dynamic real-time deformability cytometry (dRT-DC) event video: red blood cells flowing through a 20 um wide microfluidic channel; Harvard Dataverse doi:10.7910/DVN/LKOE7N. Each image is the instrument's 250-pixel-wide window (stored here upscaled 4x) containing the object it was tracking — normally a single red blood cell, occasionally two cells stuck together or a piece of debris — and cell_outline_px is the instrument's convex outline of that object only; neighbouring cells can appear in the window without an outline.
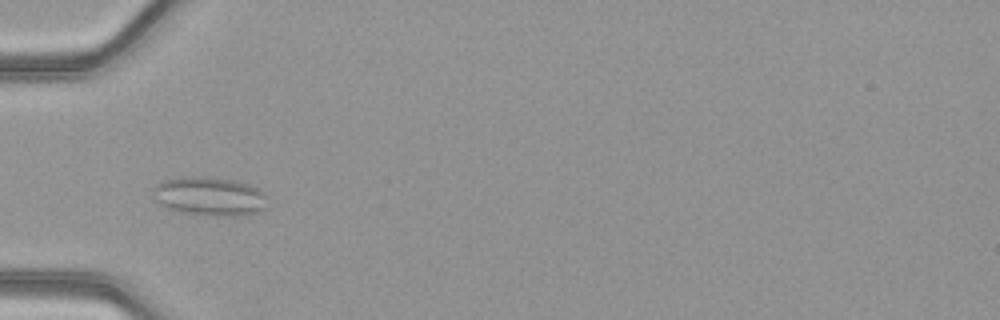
{"species": "common noctule bat (a hibernating species)", "species_latin": "Nyctalus noctula", "temperature_condition": "warm", "stored_images_in_passage": 47, "camera_frame_rate_fps": 3000, "um_per_image_px": 0.085, "animal": {"sex": "female", "body_mass_g": 21.9}, "frame": {"image": 1, "passage_image": 14, "time_ms": 4.333, "image_size_px": [1000, 320], "cell_outline_px": [[268, 208], [244, 216], [212, 216], [184, 212], [168, 208], [160, 204], [156, 200], [152, 188], [156, 184], [164, 180], [184, 176], [232, 180], [248, 184], [260, 188], [264, 192]], "centroid_in_image_um": [17.85, 16.7], "position_along_channel_um": 67.1, "area_um2": 25.84}}
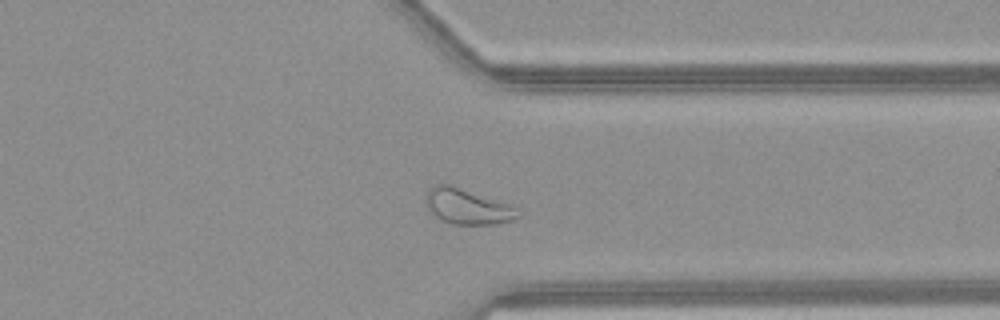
{"frame": {"image": 2, "passage_image": 36, "time_ms": 11.667, "image_size_px": [1000, 320], "cell_outline_px": [[520, 216], [512, 220], [496, 224], [452, 224], [440, 220], [428, 212], [424, 204], [424, 196], [436, 184], [448, 184], [508, 204], [516, 208]], "centroid_in_image_um": [39.65, 17.58], "position_along_channel_um": 371.8, "area_um2": 18.9}}
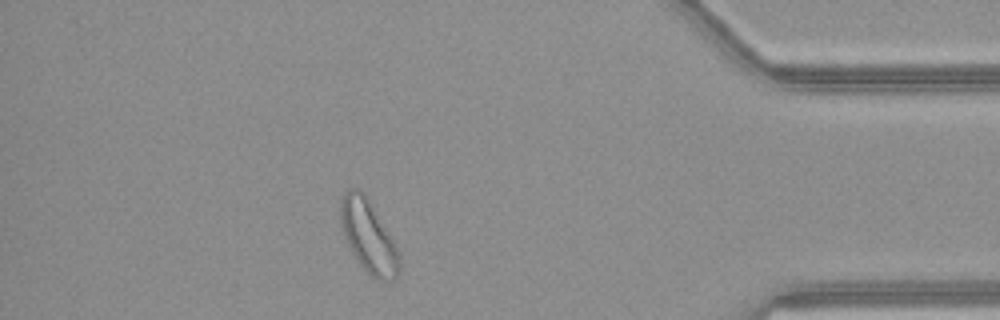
{"frame": {"image": 3, "passage_image": 41, "time_ms": 13.333, "image_size_px": [1000, 320], "cell_outline_px": [[400, 272], [392, 280], [376, 280], [360, 264], [344, 240], [340, 224], [340, 196], [348, 188], [356, 188], [368, 196], [392, 236], [400, 252]], "centroid_in_image_um": [31.32, 20.05], "position_along_channel_um": 403.9, "area_um2": 25.43}, "authors_computed_cell_mechanics": {"area_um2": 23.5246, "velocity_mm_per_s": 4.1682, "shape_relaxation_time_tau1_ms": null, "shape_relaxation_time_tau2_ms": 1.0164, "deformation_change_tau1": null, "deformation_change_tau2": 0.0736}}